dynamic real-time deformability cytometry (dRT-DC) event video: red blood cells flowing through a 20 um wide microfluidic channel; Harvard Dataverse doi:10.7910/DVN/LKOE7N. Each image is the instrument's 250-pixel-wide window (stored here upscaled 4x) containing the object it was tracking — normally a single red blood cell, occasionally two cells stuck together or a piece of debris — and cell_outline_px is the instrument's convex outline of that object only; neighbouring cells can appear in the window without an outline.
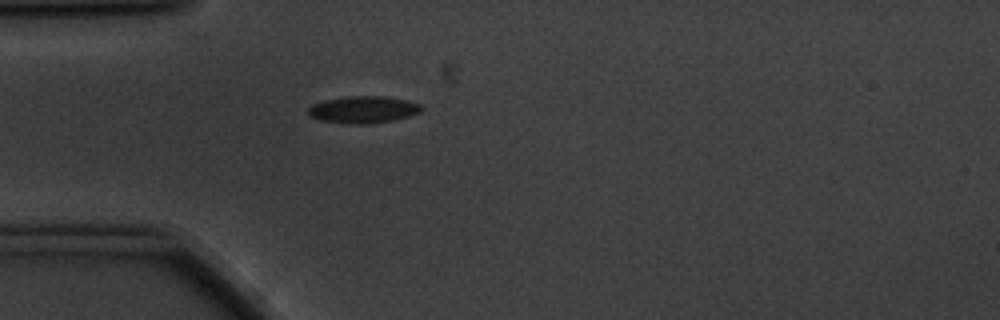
{"species": "common noctule bat (a hibernating species)", "species_latin": "Nyctalus noctula", "temperature_condition": "cold", "stored_images_in_passage": 3, "camera_frame_rate_fps": 3000, "um_per_image_px": 0.085, "animal": {"sex": "male", "body_mass_g": 20.1, "forearm_length_mm": 53.5}, "frame": {"image": 1, "passage_image": 1, "time_ms": 0.0, "image_size_px": [1000, 320], "cell_outline_px": [[424, 108], [420, 112], [408, 116], [392, 120], [372, 124], [348, 124], [320, 120], [308, 116], [308, 108], [312, 104], [324, 100], [348, 96], [384, 96], [404, 100], [420, 104]], "centroid_in_image_um": [30.84, 9.32], "position_along_channel_um": 54.2, "area_um2": 17.86}}